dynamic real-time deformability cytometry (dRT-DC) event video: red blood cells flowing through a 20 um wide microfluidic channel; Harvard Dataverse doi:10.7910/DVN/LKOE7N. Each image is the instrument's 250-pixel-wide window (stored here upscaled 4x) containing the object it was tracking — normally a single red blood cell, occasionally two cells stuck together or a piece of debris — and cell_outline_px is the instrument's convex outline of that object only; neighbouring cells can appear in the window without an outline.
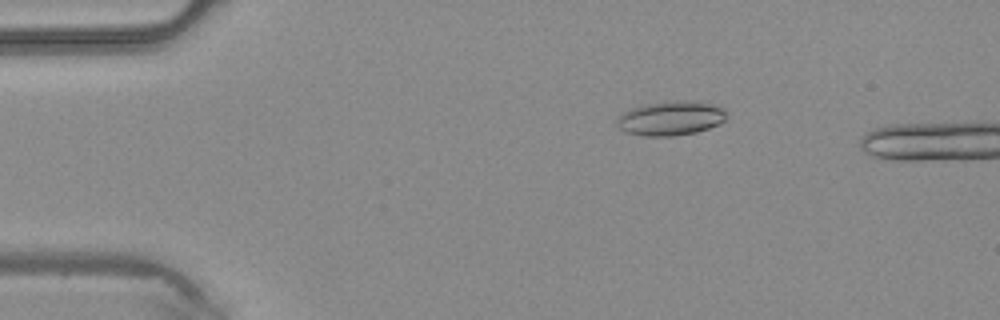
{"species": "common noctule bat (a hibernating species)", "species_latin": "Nyctalus noctula", "temperature_condition": "warm", "stored_images_in_passage": 35, "camera_frame_rate_fps": 3000, "um_per_image_px": 0.085, "animal": {"sex": "male", "body_mass_g": 20.4}, "frame": {"image": 1, "passage_image": 1, "time_ms": 0.0, "image_size_px": [1000, 320], "cell_outline_px": [[728, 116], [720, 124], [696, 132], [672, 136], [644, 136], [628, 132], [620, 128], [616, 124], [616, 120], [624, 112], [632, 108], [644, 104], [692, 100], [700, 100], [724, 108]], "centroid_in_image_um": [57.06, 10.05], "position_along_channel_um": 27.9, "area_um2": 21.85}}
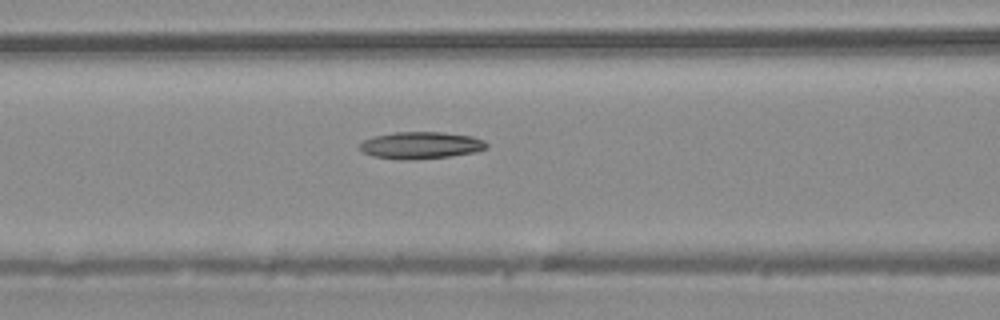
{"frame": {"image": 2, "passage_image": 12, "time_ms": 3.667, "image_size_px": [1000, 320], "cell_outline_px": [[488, 148], [476, 152], [452, 156], [416, 160], [400, 160], [372, 156], [364, 152], [360, 148], [360, 144], [364, 140], [376, 136], [392, 132], [440, 132], [472, 136], [484, 140], [488, 144]], "centroid_in_image_um": [35.81, 12.36], "position_along_channel_um": 130.8, "area_um2": 20.11}}
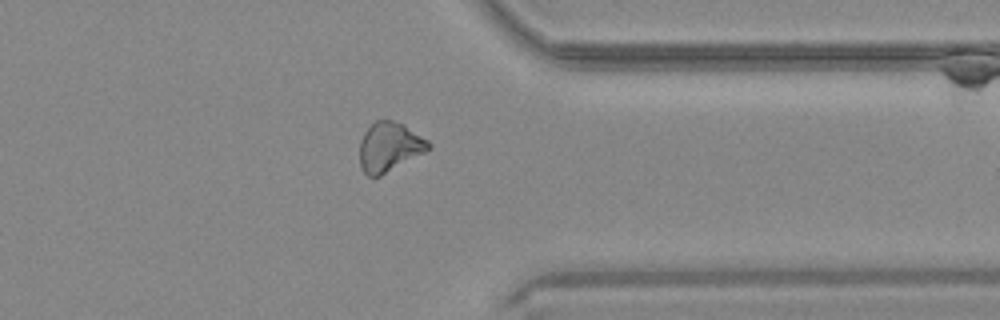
{"frame": {"image": 3, "passage_image": 29, "time_ms": 9.333, "image_size_px": [1000, 320], "cell_outline_px": [[432, 148], [380, 176], [368, 176], [360, 168], [360, 140], [364, 132], [376, 120], [392, 120], [404, 124], [428, 140], [432, 144]], "centroid_in_image_um": [33.1, 12.48], "position_along_channel_um": 378.3, "area_um2": 19.77}}